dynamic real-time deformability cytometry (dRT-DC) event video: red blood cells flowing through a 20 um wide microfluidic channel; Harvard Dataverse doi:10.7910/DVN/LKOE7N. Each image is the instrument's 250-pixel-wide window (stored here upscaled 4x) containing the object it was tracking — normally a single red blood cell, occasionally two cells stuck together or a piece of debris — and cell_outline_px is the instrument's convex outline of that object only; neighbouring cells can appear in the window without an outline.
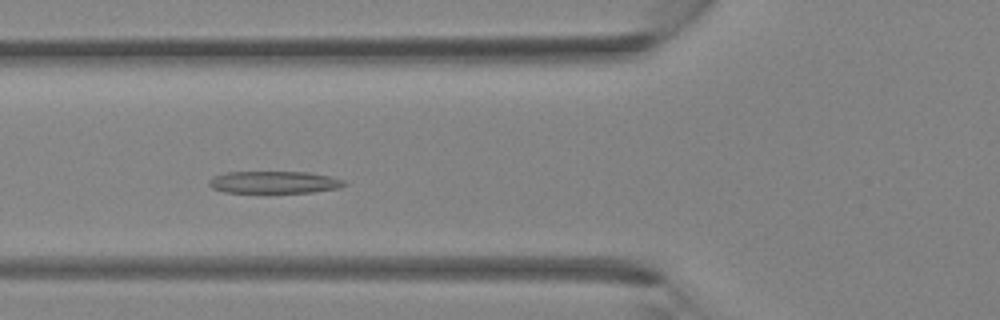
{"species": "Egyptian fruit bat (a non-hibernating species)", "species_latin": "Rousettus aegyptiacus", "temperature_condition": "room temperature", "stored_images_in_passage": 3, "camera_frame_rate_fps": 3000, "um_per_image_px": 0.085, "animal": {"sex": "female"}, "frame": {"image": 1, "passage_image": 3, "time_ms": 3.0, "image_size_px": [1000, 320], "cell_outline_px": [[348, 184], [340, 188], [312, 192], [224, 192], [212, 188], [208, 184], [208, 180], [212, 176], [224, 172], [308, 172], [328, 176], [344, 180]], "centroid_in_image_um": [23.28, 15.48], "position_along_channel_um": 102.5, "area_um2": 17.51}}